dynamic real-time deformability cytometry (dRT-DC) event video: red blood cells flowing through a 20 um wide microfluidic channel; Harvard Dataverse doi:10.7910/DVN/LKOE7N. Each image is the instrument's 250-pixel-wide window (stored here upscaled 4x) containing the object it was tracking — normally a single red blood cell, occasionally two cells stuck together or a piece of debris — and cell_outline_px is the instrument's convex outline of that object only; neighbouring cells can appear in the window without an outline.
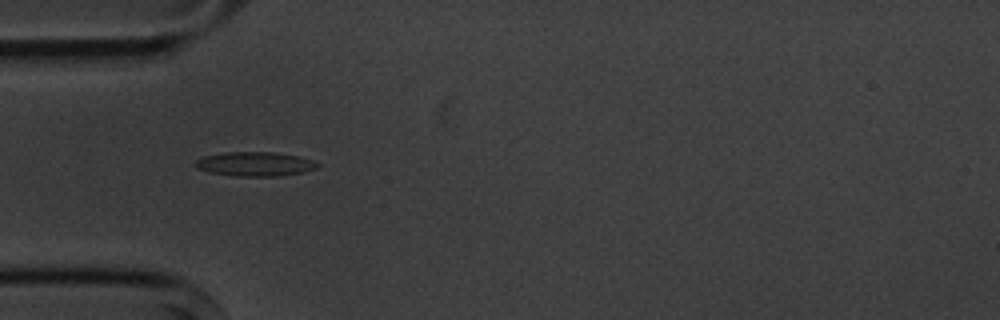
{"species": "common noctule bat (a hibernating species)", "species_latin": "Nyctalus noctula", "temperature_condition": "cold", "stored_images_in_passage": 7, "camera_frame_rate_fps": 3000, "um_per_image_px": 0.085, "animal": {"sex": "male", "body_mass_g": 20.1, "forearm_length_mm": 53.5}, "frame": {"image": 1, "passage_image": 1, "time_ms": 0.0, "image_size_px": [1000, 320], "cell_outline_px": [[320, 164], [316, 168], [304, 172], [280, 176], [236, 176], [208, 172], [196, 168], [196, 160], [204, 156], [228, 152], [272, 152], [300, 156], [312, 160]], "centroid_in_image_um": [21.69, 13.94], "position_along_channel_um": 63.3, "area_um2": 17.22}}
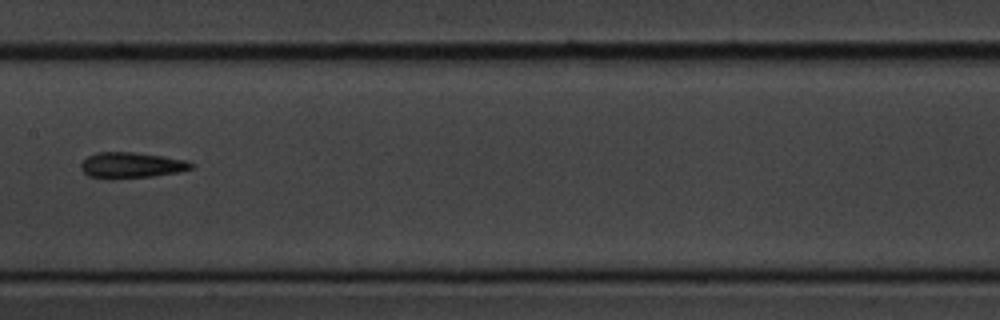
{"frame": {"image": 2, "passage_image": 4, "time_ms": 3.667, "image_size_px": [1000, 320], "cell_outline_px": [[196, 164], [192, 168], [180, 172], [152, 176], [112, 180], [108, 180], [88, 176], [80, 168], [80, 164], [88, 156], [96, 152], [132, 152], [164, 156], [188, 160]], "centroid_in_image_um": [11.17, 14.06], "position_along_channel_um": 196.2, "area_um2": 16.99}}
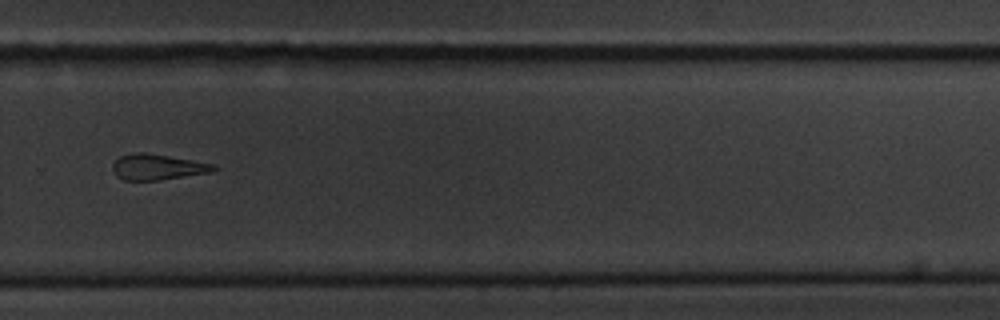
{"frame": {"image": 3, "passage_image": 7, "time_ms": 7.0, "image_size_px": [1000, 320], "cell_outline_px": [[220, 168], [208, 172], [156, 180], [124, 180], [116, 176], [112, 168], [112, 164], [120, 156], [132, 152], [144, 152], [216, 164]], "centroid_in_image_um": [13.35, 14.18], "position_along_channel_um": 316.4, "area_um2": 14.97}}